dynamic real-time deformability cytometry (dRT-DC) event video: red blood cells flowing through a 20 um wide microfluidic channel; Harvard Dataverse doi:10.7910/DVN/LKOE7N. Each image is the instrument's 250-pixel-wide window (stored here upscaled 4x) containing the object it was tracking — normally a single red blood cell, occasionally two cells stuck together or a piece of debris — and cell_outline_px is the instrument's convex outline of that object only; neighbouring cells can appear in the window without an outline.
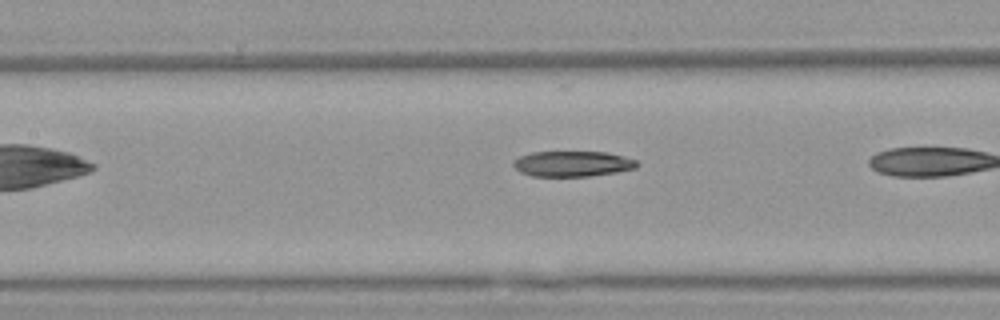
{"species": "Egyptian fruit bat (a non-hibernating species)", "species_latin": "Rousettus aegyptiacus", "temperature_condition": "warm", "stored_images_in_passage": 25, "camera_frame_rate_fps": 3000, "um_per_image_px": 0.085, "animal": {"sex": "female"}, "frame": {"image": 1, "passage_image": 8, "time_ms": 2.333, "image_size_px": [1000, 320], "cell_outline_px": [[636, 168], [616, 172], [588, 176], [532, 176], [520, 172], [512, 164], [512, 160], [520, 156], [532, 152], [608, 152], [624, 156], [636, 160]], "centroid_in_image_um": [48.63, 13.91], "position_along_channel_um": 158.8, "area_um2": 18.32}}
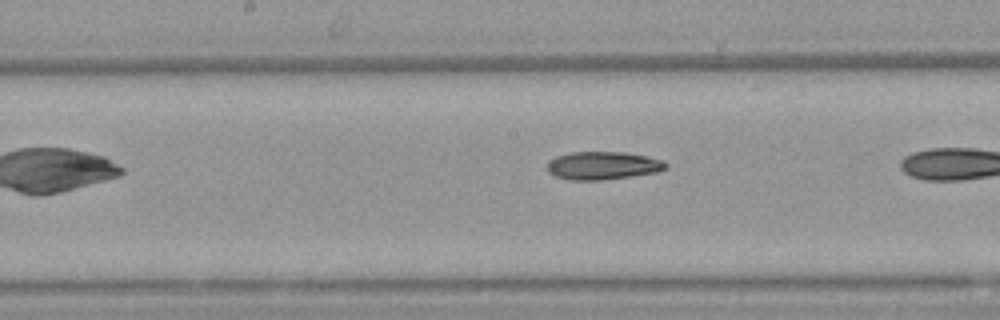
{"frame": {"image": 2, "passage_image": 11, "time_ms": 3.333, "image_size_px": [1000, 320], "cell_outline_px": [[668, 168], [660, 172], [604, 180], [568, 180], [556, 176], [548, 172], [548, 164], [556, 156], [572, 152], [624, 152], [648, 156], [664, 160], [668, 164]], "centroid_in_image_um": [51.32, 14.08], "position_along_channel_um": 196.9, "area_um2": 19.54}}